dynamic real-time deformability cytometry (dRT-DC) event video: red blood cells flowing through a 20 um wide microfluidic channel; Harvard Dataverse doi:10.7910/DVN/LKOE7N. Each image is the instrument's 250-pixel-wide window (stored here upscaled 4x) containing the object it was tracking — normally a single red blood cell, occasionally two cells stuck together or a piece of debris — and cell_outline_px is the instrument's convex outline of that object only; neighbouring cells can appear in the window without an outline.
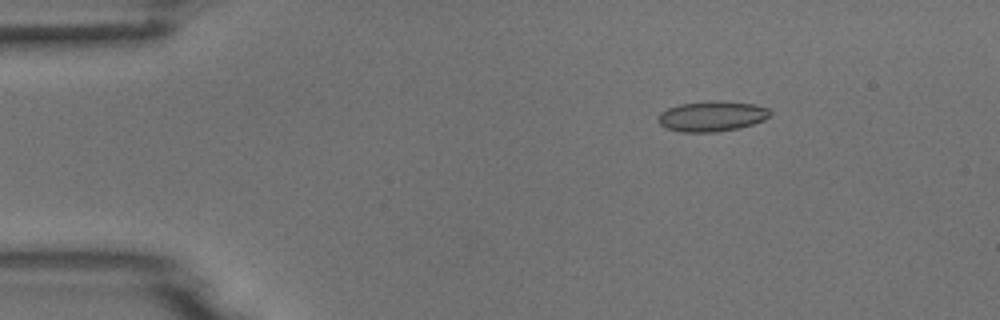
{"species": "common noctule bat (a hibernating species)", "species_latin": "Nyctalus noctula", "temperature_condition": "room temperature", "stored_images_in_passage": 5, "camera_frame_rate_fps": 3000, "um_per_image_px": 0.085, "animal": {"sex": "male", "body_mass_g": 18.8}, "frame": {"image": 1, "passage_image": 3, "time_ms": 2.333, "image_size_px": [1000, 320], "cell_outline_px": [[772, 112], [764, 120], [740, 128], [716, 132], [680, 132], [668, 128], [660, 124], [656, 120], [656, 116], [660, 112], [668, 108], [680, 104], [712, 100], [716, 100], [752, 104], [768, 108]], "centroid_in_image_um": [60.48, 9.88], "position_along_channel_um": 24.5, "area_um2": 19.88}}